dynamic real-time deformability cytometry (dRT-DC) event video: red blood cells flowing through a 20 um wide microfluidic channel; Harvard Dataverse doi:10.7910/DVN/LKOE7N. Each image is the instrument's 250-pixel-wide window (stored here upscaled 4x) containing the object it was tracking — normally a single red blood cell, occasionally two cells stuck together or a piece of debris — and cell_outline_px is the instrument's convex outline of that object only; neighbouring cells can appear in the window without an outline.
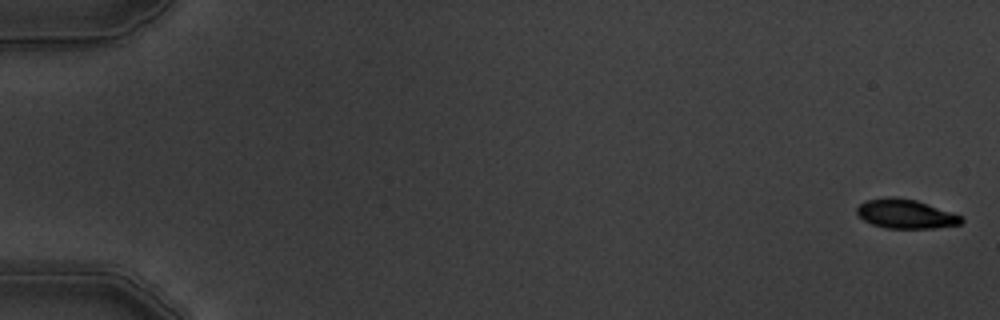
{"species": "common noctule bat (a hibernating species)", "species_latin": "Nyctalus noctula", "temperature_condition": "warm", "stored_images_in_passage": 7, "camera_frame_rate_fps": 3000, "um_per_image_px": 0.085, "animal": {"sex": "male", "body_mass_g": 19.5, "forearm_length_mm": 54.6}, "frame": {"image": 1, "passage_image": 1, "time_ms": 0.0, "image_size_px": [1000, 320], "cell_outline_px": [[964, 220], [960, 224], [936, 228], [888, 228], [872, 224], [864, 220], [856, 212], [856, 208], [864, 200], [892, 196], [896, 196], [916, 200], [964, 216]], "centroid_in_image_um": [76.99, 18.17], "position_along_channel_um": 8.0, "area_um2": 17.86}}
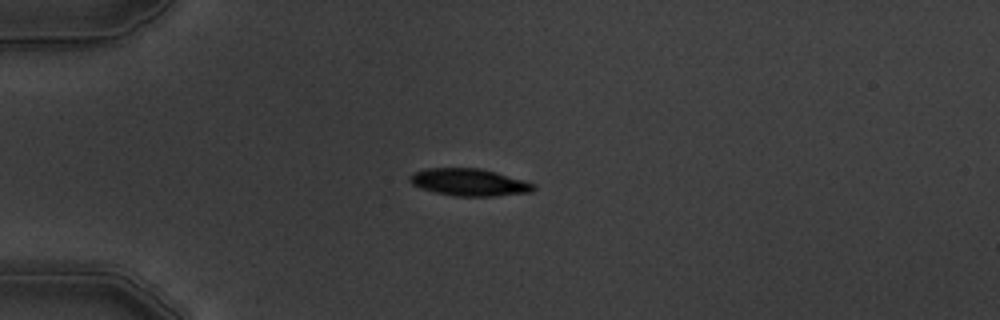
{"frame": {"image": 2, "passage_image": 5, "time_ms": 4.667, "image_size_px": [1000, 320], "cell_outline_px": [[536, 188], [532, 192], [496, 196], [456, 196], [436, 192], [420, 188], [412, 184], [408, 180], [408, 176], [412, 172], [424, 168], [480, 168], [496, 172], [536, 184]], "centroid_in_image_um": [39.86, 15.49], "position_along_channel_um": 45.1, "area_um2": 19.77}}
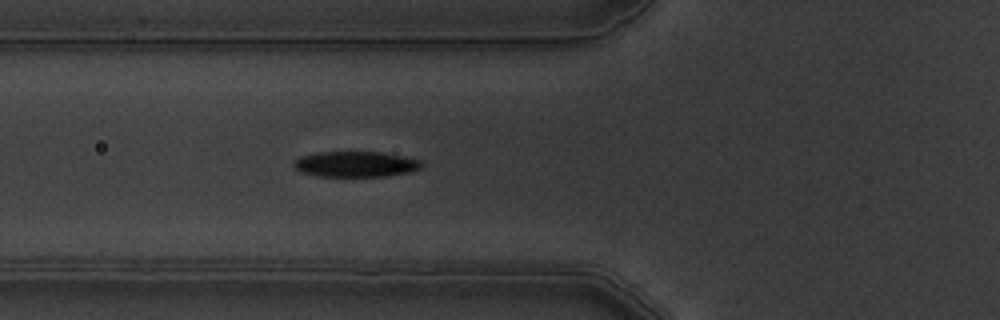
{"frame": {"image": 3, "passage_image": 7, "time_ms": 6.667, "image_size_px": [1000, 320], "cell_outline_px": [[424, 164], [420, 168], [412, 172], [384, 176], [320, 176], [300, 172], [292, 164], [300, 156], [316, 152], [380, 152], [404, 156], [420, 160]], "centroid_in_image_um": [30.24, 13.95], "position_along_channel_um": 95.6, "area_um2": 19.07}}